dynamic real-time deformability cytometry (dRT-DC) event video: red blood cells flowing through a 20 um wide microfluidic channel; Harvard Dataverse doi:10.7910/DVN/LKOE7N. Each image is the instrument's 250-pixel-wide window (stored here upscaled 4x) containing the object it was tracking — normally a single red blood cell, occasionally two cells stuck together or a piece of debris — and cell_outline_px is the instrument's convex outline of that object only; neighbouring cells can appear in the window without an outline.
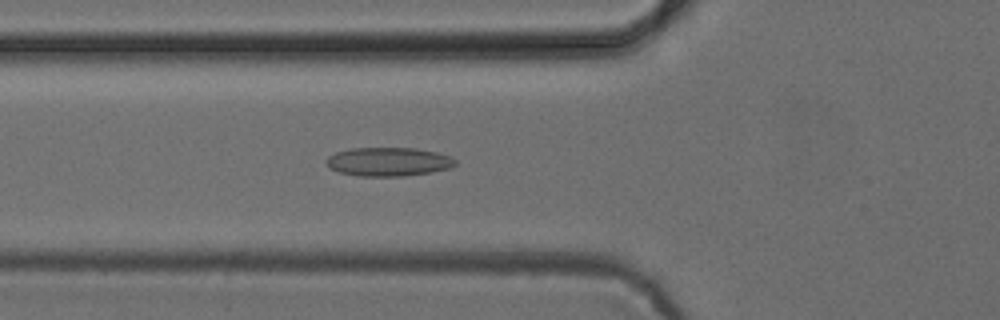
{"species": "common noctule bat (a hibernating species)", "species_latin": "Nyctalus noctula", "temperature_condition": "cold", "stored_images_in_passage": 52, "camera_frame_rate_fps": 3000, "um_per_image_px": 0.085, "animal": {"sex": "female", "body_mass_g": 24.6, "forearm_length_mm": 56.2}, "frame": {"image": 1, "passage_image": 19, "time_ms": 6.0, "image_size_px": [1000, 320], "cell_outline_px": [[456, 164], [452, 168], [432, 172], [404, 176], [356, 176], [340, 172], [332, 168], [324, 160], [328, 156], [336, 152], [352, 148], [416, 148], [436, 152], [452, 156], [456, 160]], "centroid_in_image_um": [33.06, 13.75], "position_along_channel_um": 92.7, "area_um2": 21.73}}
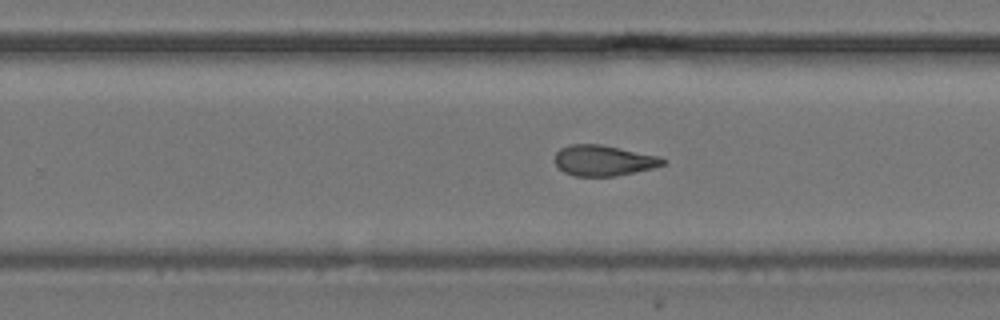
{"frame": {"image": 2, "passage_image": 33, "time_ms": 10.667, "image_size_px": [1000, 320], "cell_outline_px": [[668, 160], [664, 164], [652, 168], [616, 176], [572, 176], [564, 172], [556, 164], [556, 152], [560, 148], [568, 144], [600, 144], [660, 156]], "centroid_in_image_um": [51.31, 13.64], "position_along_channel_um": 278.5, "area_um2": 19.31}}
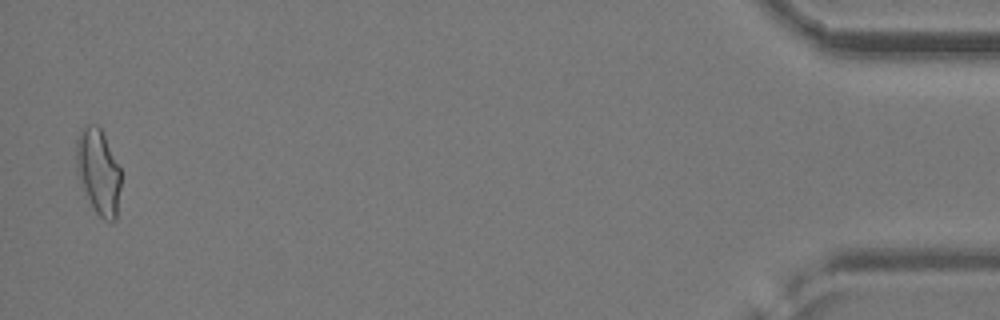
{"frame": {"image": 3, "passage_image": 51, "time_ms": 16.667, "image_size_px": [1000, 320], "cell_outline_px": [[120, 188], [116, 220], [104, 220], [96, 212], [76, 172], [76, 140], [84, 124], [96, 124], [100, 128], [120, 168]], "centroid_in_image_um": [8.35, 14.55], "position_along_channel_um": 426.8, "area_um2": 21.79}}